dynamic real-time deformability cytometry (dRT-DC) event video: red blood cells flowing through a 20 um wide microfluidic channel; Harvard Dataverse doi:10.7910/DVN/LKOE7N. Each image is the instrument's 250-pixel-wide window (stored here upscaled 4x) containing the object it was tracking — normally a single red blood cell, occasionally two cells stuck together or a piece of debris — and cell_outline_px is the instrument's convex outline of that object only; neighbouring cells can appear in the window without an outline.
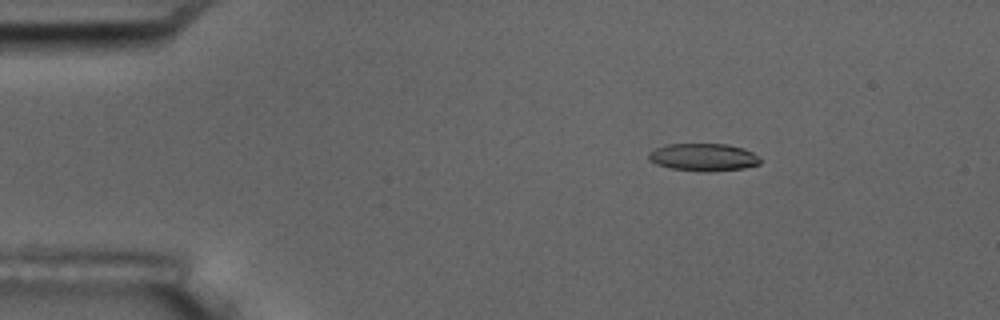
{"species": "common noctule bat (a hibernating species)", "species_latin": "Nyctalus noctula", "temperature_condition": "room temperature", "stored_images_in_passage": 4, "camera_frame_rate_fps": 3000, "um_per_image_px": 0.085, "animal": {"sex": "male", "body_mass_g": 17.5, "forearm_length_mm": 52.3}, "frame": {"image": 1, "passage_image": 2, "time_ms": 1.0, "image_size_px": [1000, 320], "cell_outline_px": [[764, 160], [760, 164], [744, 168], [708, 172], [672, 168], [656, 164], [648, 160], [648, 152], [656, 148], [668, 144], [728, 144], [744, 148], [760, 156]], "centroid_in_image_um": [59.84, 13.36], "position_along_channel_um": 25.2, "area_um2": 18.09}}